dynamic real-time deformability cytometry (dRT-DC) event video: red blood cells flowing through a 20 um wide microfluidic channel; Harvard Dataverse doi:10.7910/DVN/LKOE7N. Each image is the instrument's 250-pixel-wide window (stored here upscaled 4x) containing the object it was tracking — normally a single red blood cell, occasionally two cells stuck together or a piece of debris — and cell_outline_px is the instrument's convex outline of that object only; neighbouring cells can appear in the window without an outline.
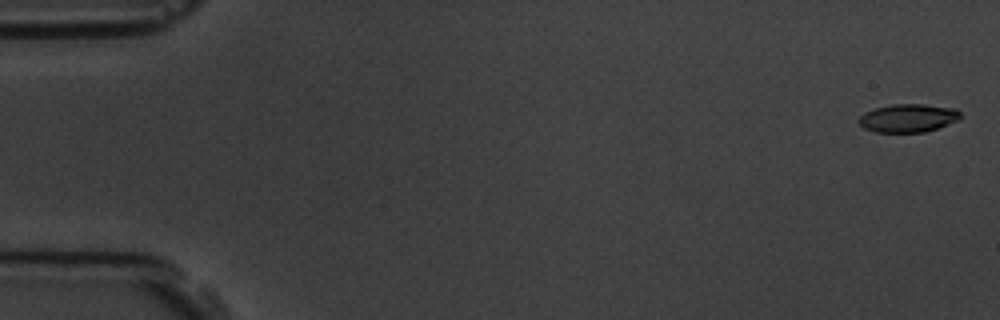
{"species": "common noctule bat (a hibernating species)", "species_latin": "Nyctalus noctula", "temperature_condition": "room temperature", "stored_images_in_passage": 5, "camera_frame_rate_fps": 3000, "um_per_image_px": 0.085, "animal": {"sex": "male", "body_mass_g": 19.5, "forearm_length_mm": 54.6}, "frame": {"image": 1, "passage_image": 1, "time_ms": 0.0, "image_size_px": [1000, 320], "cell_outline_px": [[960, 120], [924, 132], [876, 132], [864, 128], [856, 120], [864, 112], [876, 108], [892, 104], [924, 104], [956, 108], [960, 112]], "centroid_in_image_um": [77.18, 10.03], "position_along_channel_um": 7.8, "area_um2": 16.76}}
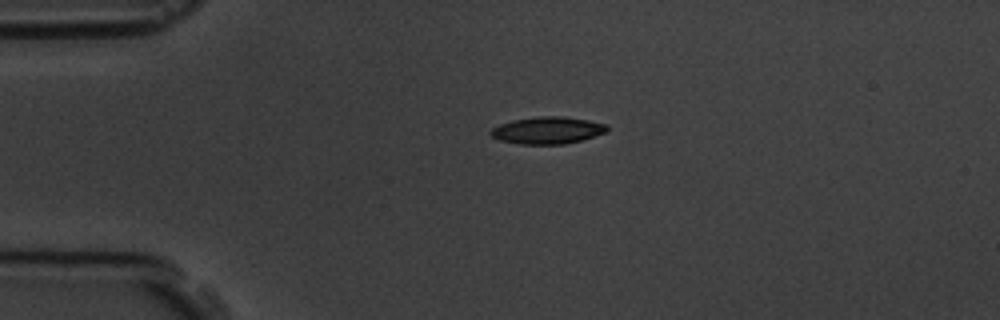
{"frame": {"image": 2, "passage_image": 4, "time_ms": 4.0, "image_size_px": [1000, 320], "cell_outline_px": [[608, 132], [580, 140], [564, 144], [520, 144], [500, 140], [492, 136], [488, 132], [492, 128], [500, 124], [512, 120], [540, 116], [564, 116], [588, 120], [608, 124]], "centroid_in_image_um": [46.55, 11.07], "position_along_channel_um": 38.4, "area_um2": 18.38}}